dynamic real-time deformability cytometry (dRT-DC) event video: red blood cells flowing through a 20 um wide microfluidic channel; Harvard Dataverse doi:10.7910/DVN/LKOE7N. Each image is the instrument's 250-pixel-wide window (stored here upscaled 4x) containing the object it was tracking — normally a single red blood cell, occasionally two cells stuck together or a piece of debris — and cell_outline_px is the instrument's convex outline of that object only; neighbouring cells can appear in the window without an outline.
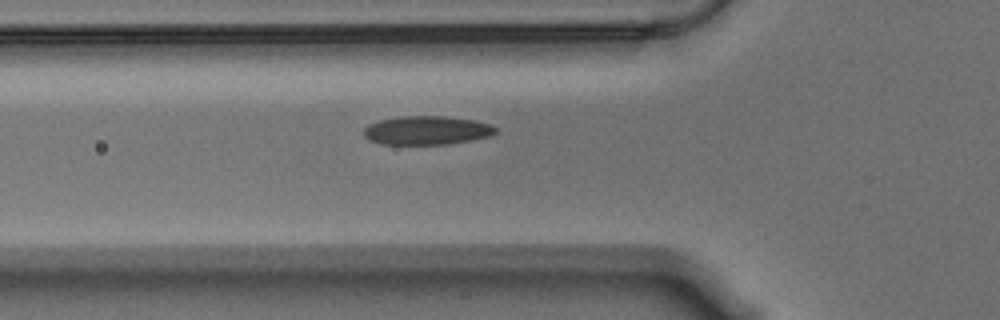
{"species": "Egyptian fruit bat (a non-hibernating species)", "species_latin": "Rousettus aegyptiacus", "temperature_condition": "warm", "stored_images_in_passage": 42, "camera_frame_rate_fps": 3000, "um_per_image_px": 0.085, "animal": {"sex": "male"}, "frame": {"image": 1, "passage_image": 10, "time_ms": 3.0, "image_size_px": [1000, 320], "cell_outline_px": [[496, 132], [492, 136], [472, 140], [448, 144], [380, 144], [368, 140], [364, 136], [364, 128], [368, 124], [380, 120], [404, 116], [444, 116], [476, 120], [492, 124], [496, 128]], "centroid_in_image_um": [36.3, 11.08], "position_along_channel_um": 89.5, "area_um2": 22.25}}
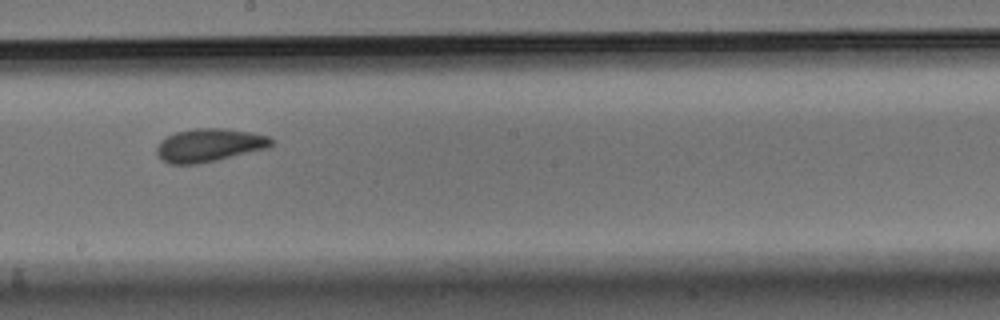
{"frame": {"image": 2, "passage_image": 22, "time_ms": 7.0, "image_size_px": [1000, 320], "cell_outline_px": [[272, 144], [268, 148], [216, 160], [196, 164], [168, 164], [156, 152], [156, 148], [160, 140], [176, 132], [196, 128], [224, 128], [252, 132], [268, 136], [272, 140]], "centroid_in_image_um": [17.78, 12.33], "position_along_channel_um": 230.4, "area_um2": 22.02}}
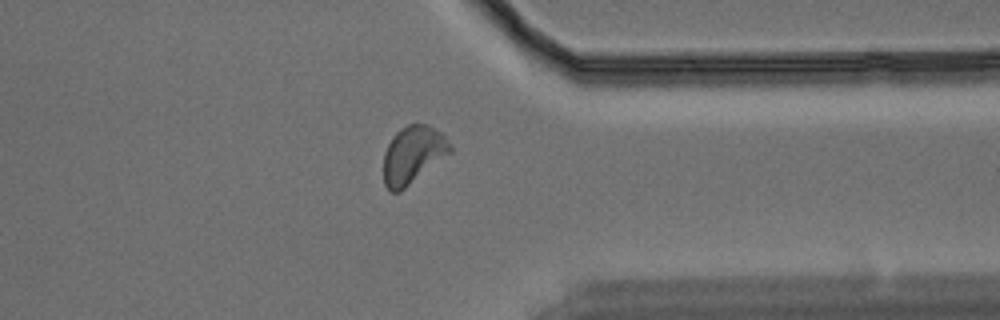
{"frame": {"image": 3, "passage_image": 35, "time_ms": 11.333, "image_size_px": [1000, 320], "cell_outline_px": [[452, 152], [400, 192], [392, 192], [384, 184], [384, 152], [392, 136], [400, 128], [408, 124], [428, 124], [444, 132], [452, 144]], "centroid_in_image_um": [35.14, 13.12], "position_along_channel_um": 376.3, "area_um2": 22.66}, "authors_computed_cell_mechanics": {"area_um2": 21.4727, "velocity_mm_per_s": 3.5119, "shape_relaxation_time_tau1_ms": 5.6692, "shape_relaxation_time_tau2_ms": 1.8866, "deformation_change_tau1": 0.131, "deformation_change_tau2": 0.0753}}